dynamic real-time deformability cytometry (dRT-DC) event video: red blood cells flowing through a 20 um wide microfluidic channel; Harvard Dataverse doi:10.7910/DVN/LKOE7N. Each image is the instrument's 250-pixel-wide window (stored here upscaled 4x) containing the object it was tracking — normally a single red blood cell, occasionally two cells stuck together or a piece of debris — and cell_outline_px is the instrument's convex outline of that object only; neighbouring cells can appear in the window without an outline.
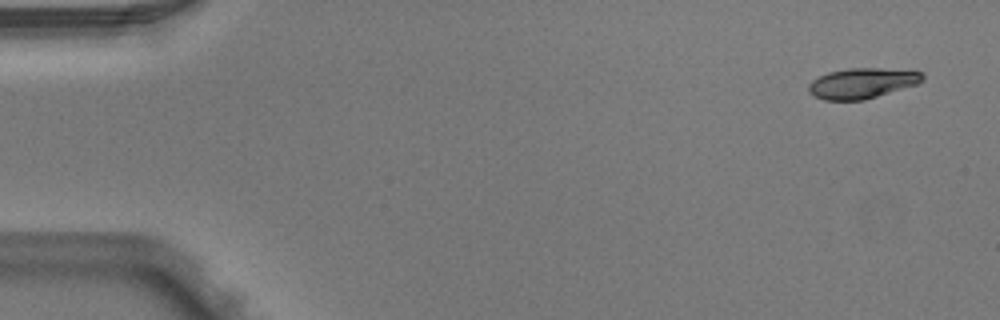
{"species": "Egyptian fruit bat (a non-hibernating species)", "species_latin": "Rousettus aegyptiacus", "temperature_condition": "warm", "stored_images_in_passage": 4, "camera_frame_rate_fps": 3000, "um_per_image_px": 0.085, "animal": {"sex": "male"}, "frame": {"image": 1, "passage_image": 1, "time_ms": 0.0, "image_size_px": [1000, 320], "cell_outline_px": [[924, 80], [916, 84], [864, 100], [824, 100], [812, 96], [808, 92], [808, 84], [812, 80], [828, 72], [848, 68], [880, 68], [924, 72]], "centroid_in_image_um": [73.24, 7.07], "position_along_channel_um": 11.8, "area_um2": 20.17}}
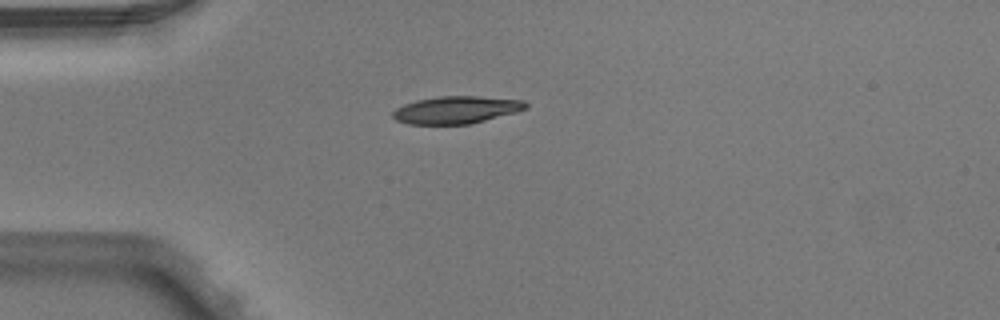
{"frame": {"image": 2, "passage_image": 4, "time_ms": 1.0, "image_size_px": [1000, 320], "cell_outline_px": [[528, 108], [516, 112], [468, 124], [408, 124], [396, 120], [392, 116], [392, 112], [396, 108], [404, 104], [416, 100], [440, 96], [480, 96], [524, 100], [528, 104]], "centroid_in_image_um": [38.78, 9.33], "position_along_channel_um": 46.2, "area_um2": 21.21}}